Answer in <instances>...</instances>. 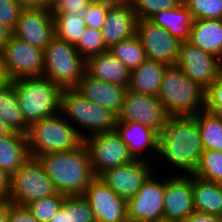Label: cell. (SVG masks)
Returning <instances> with one entry per match:
<instances>
[{
  "mask_svg": "<svg viewBox=\"0 0 222 222\" xmlns=\"http://www.w3.org/2000/svg\"><path fill=\"white\" fill-rule=\"evenodd\" d=\"M169 117L157 97L126 89L118 121L140 123L160 134Z\"/></svg>",
  "mask_w": 222,
  "mask_h": 222,
  "instance_id": "cell-11",
  "label": "cell"
},
{
  "mask_svg": "<svg viewBox=\"0 0 222 222\" xmlns=\"http://www.w3.org/2000/svg\"><path fill=\"white\" fill-rule=\"evenodd\" d=\"M65 196L57 192L53 196L30 202L26 207L39 222H49L57 210H59Z\"/></svg>",
  "mask_w": 222,
  "mask_h": 222,
  "instance_id": "cell-35",
  "label": "cell"
},
{
  "mask_svg": "<svg viewBox=\"0 0 222 222\" xmlns=\"http://www.w3.org/2000/svg\"><path fill=\"white\" fill-rule=\"evenodd\" d=\"M37 159L43 165L55 190L66 196L83 195L96 177L85 143L74 150L48 153Z\"/></svg>",
  "mask_w": 222,
  "mask_h": 222,
  "instance_id": "cell-2",
  "label": "cell"
},
{
  "mask_svg": "<svg viewBox=\"0 0 222 222\" xmlns=\"http://www.w3.org/2000/svg\"><path fill=\"white\" fill-rule=\"evenodd\" d=\"M159 222H175V221H165V220H162V221H159Z\"/></svg>",
  "mask_w": 222,
  "mask_h": 222,
  "instance_id": "cell-55",
  "label": "cell"
},
{
  "mask_svg": "<svg viewBox=\"0 0 222 222\" xmlns=\"http://www.w3.org/2000/svg\"><path fill=\"white\" fill-rule=\"evenodd\" d=\"M149 21L166 29L180 41H186L190 38V28L193 19L184 2L174 9L163 10L153 15Z\"/></svg>",
  "mask_w": 222,
  "mask_h": 222,
  "instance_id": "cell-27",
  "label": "cell"
},
{
  "mask_svg": "<svg viewBox=\"0 0 222 222\" xmlns=\"http://www.w3.org/2000/svg\"><path fill=\"white\" fill-rule=\"evenodd\" d=\"M12 35L13 30L0 22V50L3 49L4 45L10 40Z\"/></svg>",
  "mask_w": 222,
  "mask_h": 222,
  "instance_id": "cell-46",
  "label": "cell"
},
{
  "mask_svg": "<svg viewBox=\"0 0 222 222\" xmlns=\"http://www.w3.org/2000/svg\"><path fill=\"white\" fill-rule=\"evenodd\" d=\"M74 47L85 60L109 50L105 46L101 30L90 28H85L79 42Z\"/></svg>",
  "mask_w": 222,
  "mask_h": 222,
  "instance_id": "cell-34",
  "label": "cell"
},
{
  "mask_svg": "<svg viewBox=\"0 0 222 222\" xmlns=\"http://www.w3.org/2000/svg\"><path fill=\"white\" fill-rule=\"evenodd\" d=\"M158 99L170 117L194 116L205 109L206 90L188 79L179 66L168 65Z\"/></svg>",
  "mask_w": 222,
  "mask_h": 222,
  "instance_id": "cell-3",
  "label": "cell"
},
{
  "mask_svg": "<svg viewBox=\"0 0 222 222\" xmlns=\"http://www.w3.org/2000/svg\"><path fill=\"white\" fill-rule=\"evenodd\" d=\"M57 193L43 165L30 157L11 175L8 201L26 206L30 202L53 196Z\"/></svg>",
  "mask_w": 222,
  "mask_h": 222,
  "instance_id": "cell-8",
  "label": "cell"
},
{
  "mask_svg": "<svg viewBox=\"0 0 222 222\" xmlns=\"http://www.w3.org/2000/svg\"><path fill=\"white\" fill-rule=\"evenodd\" d=\"M0 222H9V201H0Z\"/></svg>",
  "mask_w": 222,
  "mask_h": 222,
  "instance_id": "cell-48",
  "label": "cell"
},
{
  "mask_svg": "<svg viewBox=\"0 0 222 222\" xmlns=\"http://www.w3.org/2000/svg\"><path fill=\"white\" fill-rule=\"evenodd\" d=\"M203 153L201 133L192 116L169 117L158 137L159 157L182 175H191Z\"/></svg>",
  "mask_w": 222,
  "mask_h": 222,
  "instance_id": "cell-1",
  "label": "cell"
},
{
  "mask_svg": "<svg viewBox=\"0 0 222 222\" xmlns=\"http://www.w3.org/2000/svg\"><path fill=\"white\" fill-rule=\"evenodd\" d=\"M148 160V161H147ZM152 163L148 157L110 168L98 177L110 187L118 196L128 200L133 197L145 183V181L154 174Z\"/></svg>",
  "mask_w": 222,
  "mask_h": 222,
  "instance_id": "cell-14",
  "label": "cell"
},
{
  "mask_svg": "<svg viewBox=\"0 0 222 222\" xmlns=\"http://www.w3.org/2000/svg\"><path fill=\"white\" fill-rule=\"evenodd\" d=\"M112 5L106 0L90 2L87 10L82 14L86 28L102 30L106 15Z\"/></svg>",
  "mask_w": 222,
  "mask_h": 222,
  "instance_id": "cell-38",
  "label": "cell"
},
{
  "mask_svg": "<svg viewBox=\"0 0 222 222\" xmlns=\"http://www.w3.org/2000/svg\"><path fill=\"white\" fill-rule=\"evenodd\" d=\"M180 174V175H178ZM175 174L165 179L163 220L180 222L195 212L192 174ZM191 176V177H190Z\"/></svg>",
  "mask_w": 222,
  "mask_h": 222,
  "instance_id": "cell-18",
  "label": "cell"
},
{
  "mask_svg": "<svg viewBox=\"0 0 222 222\" xmlns=\"http://www.w3.org/2000/svg\"><path fill=\"white\" fill-rule=\"evenodd\" d=\"M2 51L7 80L44 75V50L12 35Z\"/></svg>",
  "mask_w": 222,
  "mask_h": 222,
  "instance_id": "cell-9",
  "label": "cell"
},
{
  "mask_svg": "<svg viewBox=\"0 0 222 222\" xmlns=\"http://www.w3.org/2000/svg\"><path fill=\"white\" fill-rule=\"evenodd\" d=\"M192 117L199 127L203 150L222 152V121L206 109Z\"/></svg>",
  "mask_w": 222,
  "mask_h": 222,
  "instance_id": "cell-29",
  "label": "cell"
},
{
  "mask_svg": "<svg viewBox=\"0 0 222 222\" xmlns=\"http://www.w3.org/2000/svg\"><path fill=\"white\" fill-rule=\"evenodd\" d=\"M115 131L128 146L134 159L141 160L146 148L158 153L159 134L153 129L140 123L117 121Z\"/></svg>",
  "mask_w": 222,
  "mask_h": 222,
  "instance_id": "cell-22",
  "label": "cell"
},
{
  "mask_svg": "<svg viewBox=\"0 0 222 222\" xmlns=\"http://www.w3.org/2000/svg\"><path fill=\"white\" fill-rule=\"evenodd\" d=\"M52 15L55 35L75 46L86 28L83 16L72 13H52Z\"/></svg>",
  "mask_w": 222,
  "mask_h": 222,
  "instance_id": "cell-31",
  "label": "cell"
},
{
  "mask_svg": "<svg viewBox=\"0 0 222 222\" xmlns=\"http://www.w3.org/2000/svg\"><path fill=\"white\" fill-rule=\"evenodd\" d=\"M25 122L30 125L61 112L63 88L44 76L12 80Z\"/></svg>",
  "mask_w": 222,
  "mask_h": 222,
  "instance_id": "cell-5",
  "label": "cell"
},
{
  "mask_svg": "<svg viewBox=\"0 0 222 222\" xmlns=\"http://www.w3.org/2000/svg\"><path fill=\"white\" fill-rule=\"evenodd\" d=\"M60 115L62 114L43 118L28 125L25 137L30 157L71 151L84 143V139L70 120Z\"/></svg>",
  "mask_w": 222,
  "mask_h": 222,
  "instance_id": "cell-4",
  "label": "cell"
},
{
  "mask_svg": "<svg viewBox=\"0 0 222 222\" xmlns=\"http://www.w3.org/2000/svg\"><path fill=\"white\" fill-rule=\"evenodd\" d=\"M6 80V74L3 67L2 51L0 50V81L4 82Z\"/></svg>",
  "mask_w": 222,
  "mask_h": 222,
  "instance_id": "cell-51",
  "label": "cell"
},
{
  "mask_svg": "<svg viewBox=\"0 0 222 222\" xmlns=\"http://www.w3.org/2000/svg\"><path fill=\"white\" fill-rule=\"evenodd\" d=\"M177 66L185 76L207 90L222 73L221 60L188 40L181 41L179 46Z\"/></svg>",
  "mask_w": 222,
  "mask_h": 222,
  "instance_id": "cell-12",
  "label": "cell"
},
{
  "mask_svg": "<svg viewBox=\"0 0 222 222\" xmlns=\"http://www.w3.org/2000/svg\"><path fill=\"white\" fill-rule=\"evenodd\" d=\"M85 72L94 79L122 85L125 88H128L130 82L129 69L109 50L89 57L86 60Z\"/></svg>",
  "mask_w": 222,
  "mask_h": 222,
  "instance_id": "cell-21",
  "label": "cell"
},
{
  "mask_svg": "<svg viewBox=\"0 0 222 222\" xmlns=\"http://www.w3.org/2000/svg\"><path fill=\"white\" fill-rule=\"evenodd\" d=\"M168 65L147 59L130 71L128 90L152 97H159L165 68Z\"/></svg>",
  "mask_w": 222,
  "mask_h": 222,
  "instance_id": "cell-23",
  "label": "cell"
},
{
  "mask_svg": "<svg viewBox=\"0 0 222 222\" xmlns=\"http://www.w3.org/2000/svg\"><path fill=\"white\" fill-rule=\"evenodd\" d=\"M90 4L89 0H57L50 8L51 13L82 15Z\"/></svg>",
  "mask_w": 222,
  "mask_h": 222,
  "instance_id": "cell-40",
  "label": "cell"
},
{
  "mask_svg": "<svg viewBox=\"0 0 222 222\" xmlns=\"http://www.w3.org/2000/svg\"><path fill=\"white\" fill-rule=\"evenodd\" d=\"M192 19H221L222 0H183Z\"/></svg>",
  "mask_w": 222,
  "mask_h": 222,
  "instance_id": "cell-36",
  "label": "cell"
},
{
  "mask_svg": "<svg viewBox=\"0 0 222 222\" xmlns=\"http://www.w3.org/2000/svg\"><path fill=\"white\" fill-rule=\"evenodd\" d=\"M204 52L222 58V20L194 19L188 40Z\"/></svg>",
  "mask_w": 222,
  "mask_h": 222,
  "instance_id": "cell-24",
  "label": "cell"
},
{
  "mask_svg": "<svg viewBox=\"0 0 222 222\" xmlns=\"http://www.w3.org/2000/svg\"><path fill=\"white\" fill-rule=\"evenodd\" d=\"M182 2L183 0H133L131 8L137 20H149L153 15L163 10L174 9Z\"/></svg>",
  "mask_w": 222,
  "mask_h": 222,
  "instance_id": "cell-33",
  "label": "cell"
},
{
  "mask_svg": "<svg viewBox=\"0 0 222 222\" xmlns=\"http://www.w3.org/2000/svg\"><path fill=\"white\" fill-rule=\"evenodd\" d=\"M13 35L44 50L55 36L54 18L50 8L22 9Z\"/></svg>",
  "mask_w": 222,
  "mask_h": 222,
  "instance_id": "cell-17",
  "label": "cell"
},
{
  "mask_svg": "<svg viewBox=\"0 0 222 222\" xmlns=\"http://www.w3.org/2000/svg\"><path fill=\"white\" fill-rule=\"evenodd\" d=\"M61 114L66 115V119L69 117L70 123L84 140L98 133L115 131L118 121V116L114 112L84 98L74 88L63 90ZM86 131L90 135L88 132L86 134Z\"/></svg>",
  "mask_w": 222,
  "mask_h": 222,
  "instance_id": "cell-6",
  "label": "cell"
},
{
  "mask_svg": "<svg viewBox=\"0 0 222 222\" xmlns=\"http://www.w3.org/2000/svg\"><path fill=\"white\" fill-rule=\"evenodd\" d=\"M96 177L104 171L134 161L128 146L116 131L98 133L84 140Z\"/></svg>",
  "mask_w": 222,
  "mask_h": 222,
  "instance_id": "cell-10",
  "label": "cell"
},
{
  "mask_svg": "<svg viewBox=\"0 0 222 222\" xmlns=\"http://www.w3.org/2000/svg\"><path fill=\"white\" fill-rule=\"evenodd\" d=\"M12 131L9 129V127L0 119V137L10 134Z\"/></svg>",
  "mask_w": 222,
  "mask_h": 222,
  "instance_id": "cell-50",
  "label": "cell"
},
{
  "mask_svg": "<svg viewBox=\"0 0 222 222\" xmlns=\"http://www.w3.org/2000/svg\"><path fill=\"white\" fill-rule=\"evenodd\" d=\"M10 179L11 175L0 169V201H8L10 194Z\"/></svg>",
  "mask_w": 222,
  "mask_h": 222,
  "instance_id": "cell-43",
  "label": "cell"
},
{
  "mask_svg": "<svg viewBox=\"0 0 222 222\" xmlns=\"http://www.w3.org/2000/svg\"><path fill=\"white\" fill-rule=\"evenodd\" d=\"M86 70V60L76 48L54 36L44 49V77L63 89L75 88Z\"/></svg>",
  "mask_w": 222,
  "mask_h": 222,
  "instance_id": "cell-7",
  "label": "cell"
},
{
  "mask_svg": "<svg viewBox=\"0 0 222 222\" xmlns=\"http://www.w3.org/2000/svg\"><path fill=\"white\" fill-rule=\"evenodd\" d=\"M90 2H101V1H105V0H89Z\"/></svg>",
  "mask_w": 222,
  "mask_h": 222,
  "instance_id": "cell-54",
  "label": "cell"
},
{
  "mask_svg": "<svg viewBox=\"0 0 222 222\" xmlns=\"http://www.w3.org/2000/svg\"><path fill=\"white\" fill-rule=\"evenodd\" d=\"M192 175L222 184V152L203 150Z\"/></svg>",
  "mask_w": 222,
  "mask_h": 222,
  "instance_id": "cell-32",
  "label": "cell"
},
{
  "mask_svg": "<svg viewBox=\"0 0 222 222\" xmlns=\"http://www.w3.org/2000/svg\"><path fill=\"white\" fill-rule=\"evenodd\" d=\"M205 109L222 121V104H206Z\"/></svg>",
  "mask_w": 222,
  "mask_h": 222,
  "instance_id": "cell-49",
  "label": "cell"
},
{
  "mask_svg": "<svg viewBox=\"0 0 222 222\" xmlns=\"http://www.w3.org/2000/svg\"><path fill=\"white\" fill-rule=\"evenodd\" d=\"M57 0H42V7L51 8Z\"/></svg>",
  "mask_w": 222,
  "mask_h": 222,
  "instance_id": "cell-53",
  "label": "cell"
},
{
  "mask_svg": "<svg viewBox=\"0 0 222 222\" xmlns=\"http://www.w3.org/2000/svg\"><path fill=\"white\" fill-rule=\"evenodd\" d=\"M9 222H39V220L26 206L9 202Z\"/></svg>",
  "mask_w": 222,
  "mask_h": 222,
  "instance_id": "cell-41",
  "label": "cell"
},
{
  "mask_svg": "<svg viewBox=\"0 0 222 222\" xmlns=\"http://www.w3.org/2000/svg\"><path fill=\"white\" fill-rule=\"evenodd\" d=\"M21 10L15 0H0V22L14 30Z\"/></svg>",
  "mask_w": 222,
  "mask_h": 222,
  "instance_id": "cell-39",
  "label": "cell"
},
{
  "mask_svg": "<svg viewBox=\"0 0 222 222\" xmlns=\"http://www.w3.org/2000/svg\"><path fill=\"white\" fill-rule=\"evenodd\" d=\"M206 104H222V73L206 90Z\"/></svg>",
  "mask_w": 222,
  "mask_h": 222,
  "instance_id": "cell-42",
  "label": "cell"
},
{
  "mask_svg": "<svg viewBox=\"0 0 222 222\" xmlns=\"http://www.w3.org/2000/svg\"><path fill=\"white\" fill-rule=\"evenodd\" d=\"M195 212L222 218V184L192 175Z\"/></svg>",
  "mask_w": 222,
  "mask_h": 222,
  "instance_id": "cell-25",
  "label": "cell"
},
{
  "mask_svg": "<svg viewBox=\"0 0 222 222\" xmlns=\"http://www.w3.org/2000/svg\"><path fill=\"white\" fill-rule=\"evenodd\" d=\"M109 51L117 57L129 71L136 69L147 60L145 50L136 34L131 38L113 45Z\"/></svg>",
  "mask_w": 222,
  "mask_h": 222,
  "instance_id": "cell-30",
  "label": "cell"
},
{
  "mask_svg": "<svg viewBox=\"0 0 222 222\" xmlns=\"http://www.w3.org/2000/svg\"><path fill=\"white\" fill-rule=\"evenodd\" d=\"M137 17L131 5L113 4L101 30L105 46L110 49L122 40L136 34Z\"/></svg>",
  "mask_w": 222,
  "mask_h": 222,
  "instance_id": "cell-20",
  "label": "cell"
},
{
  "mask_svg": "<svg viewBox=\"0 0 222 222\" xmlns=\"http://www.w3.org/2000/svg\"><path fill=\"white\" fill-rule=\"evenodd\" d=\"M22 9L42 7V0H15Z\"/></svg>",
  "mask_w": 222,
  "mask_h": 222,
  "instance_id": "cell-47",
  "label": "cell"
},
{
  "mask_svg": "<svg viewBox=\"0 0 222 222\" xmlns=\"http://www.w3.org/2000/svg\"><path fill=\"white\" fill-rule=\"evenodd\" d=\"M74 89L84 98L114 112L118 116L127 88L94 79L85 72Z\"/></svg>",
  "mask_w": 222,
  "mask_h": 222,
  "instance_id": "cell-19",
  "label": "cell"
},
{
  "mask_svg": "<svg viewBox=\"0 0 222 222\" xmlns=\"http://www.w3.org/2000/svg\"><path fill=\"white\" fill-rule=\"evenodd\" d=\"M152 174L140 190L127 200L129 222H159L163 220L165 179L157 180Z\"/></svg>",
  "mask_w": 222,
  "mask_h": 222,
  "instance_id": "cell-13",
  "label": "cell"
},
{
  "mask_svg": "<svg viewBox=\"0 0 222 222\" xmlns=\"http://www.w3.org/2000/svg\"><path fill=\"white\" fill-rule=\"evenodd\" d=\"M49 222H69L68 219V196H65L59 210L53 215Z\"/></svg>",
  "mask_w": 222,
  "mask_h": 222,
  "instance_id": "cell-45",
  "label": "cell"
},
{
  "mask_svg": "<svg viewBox=\"0 0 222 222\" xmlns=\"http://www.w3.org/2000/svg\"><path fill=\"white\" fill-rule=\"evenodd\" d=\"M136 35L141 41L147 59L166 65H176L181 42L178 38L149 20L137 21Z\"/></svg>",
  "mask_w": 222,
  "mask_h": 222,
  "instance_id": "cell-15",
  "label": "cell"
},
{
  "mask_svg": "<svg viewBox=\"0 0 222 222\" xmlns=\"http://www.w3.org/2000/svg\"><path fill=\"white\" fill-rule=\"evenodd\" d=\"M93 211L95 222H129L127 200L118 196L99 177L83 193Z\"/></svg>",
  "mask_w": 222,
  "mask_h": 222,
  "instance_id": "cell-16",
  "label": "cell"
},
{
  "mask_svg": "<svg viewBox=\"0 0 222 222\" xmlns=\"http://www.w3.org/2000/svg\"><path fill=\"white\" fill-rule=\"evenodd\" d=\"M69 222H95L89 202L83 195L68 196Z\"/></svg>",
  "mask_w": 222,
  "mask_h": 222,
  "instance_id": "cell-37",
  "label": "cell"
},
{
  "mask_svg": "<svg viewBox=\"0 0 222 222\" xmlns=\"http://www.w3.org/2000/svg\"><path fill=\"white\" fill-rule=\"evenodd\" d=\"M180 222H222V218L215 215L193 212Z\"/></svg>",
  "mask_w": 222,
  "mask_h": 222,
  "instance_id": "cell-44",
  "label": "cell"
},
{
  "mask_svg": "<svg viewBox=\"0 0 222 222\" xmlns=\"http://www.w3.org/2000/svg\"><path fill=\"white\" fill-rule=\"evenodd\" d=\"M29 158L24 134L12 132L0 137V169L12 175Z\"/></svg>",
  "mask_w": 222,
  "mask_h": 222,
  "instance_id": "cell-26",
  "label": "cell"
},
{
  "mask_svg": "<svg viewBox=\"0 0 222 222\" xmlns=\"http://www.w3.org/2000/svg\"><path fill=\"white\" fill-rule=\"evenodd\" d=\"M108 3L111 4H118V5H131L133 0H106Z\"/></svg>",
  "mask_w": 222,
  "mask_h": 222,
  "instance_id": "cell-52",
  "label": "cell"
},
{
  "mask_svg": "<svg viewBox=\"0 0 222 222\" xmlns=\"http://www.w3.org/2000/svg\"><path fill=\"white\" fill-rule=\"evenodd\" d=\"M0 119L12 132L26 134L28 124L20 110L18 98L10 80L0 83Z\"/></svg>",
  "mask_w": 222,
  "mask_h": 222,
  "instance_id": "cell-28",
  "label": "cell"
}]
</instances>
